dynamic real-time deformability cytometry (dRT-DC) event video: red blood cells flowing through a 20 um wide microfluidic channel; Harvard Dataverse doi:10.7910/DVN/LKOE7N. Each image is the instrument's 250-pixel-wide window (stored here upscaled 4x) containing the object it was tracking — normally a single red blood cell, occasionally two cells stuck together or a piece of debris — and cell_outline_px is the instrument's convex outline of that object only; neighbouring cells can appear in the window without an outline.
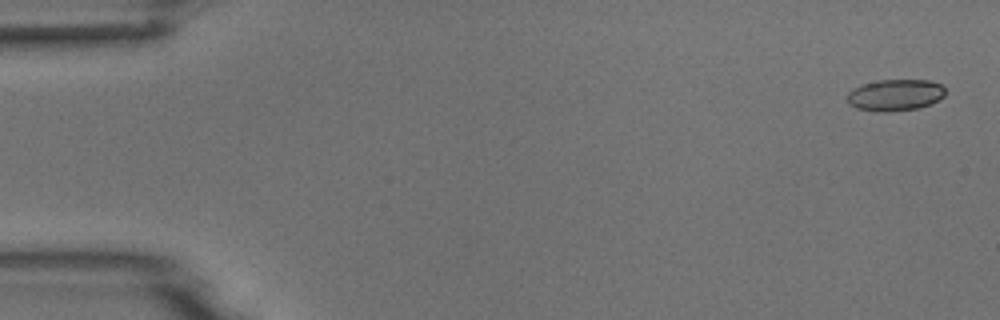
{"species": "common noctule bat (a hibernating species)", "species_latin": "Nyctalus noctula", "temperature_condition": "room temperature", "stored_images_in_passage": 4, "camera_frame_rate_fps": 3000, "um_per_image_px": 0.085, "animal": {"sex": "male", "body_mass_g": 18.8}, "frame": {"image": 1, "passage_image": 1, "time_ms": 0.0, "image_size_px": [1000, 320], "cell_outline_px": [[944, 96], [920, 108], [888, 112], [876, 112], [856, 108], [848, 104], [848, 92], [852, 88], [864, 84], [880, 80], [928, 80], [940, 84], [944, 88]], "centroid_in_image_um": [76.05, 8.09], "position_along_channel_um": 8.9, "area_um2": 17.98}}
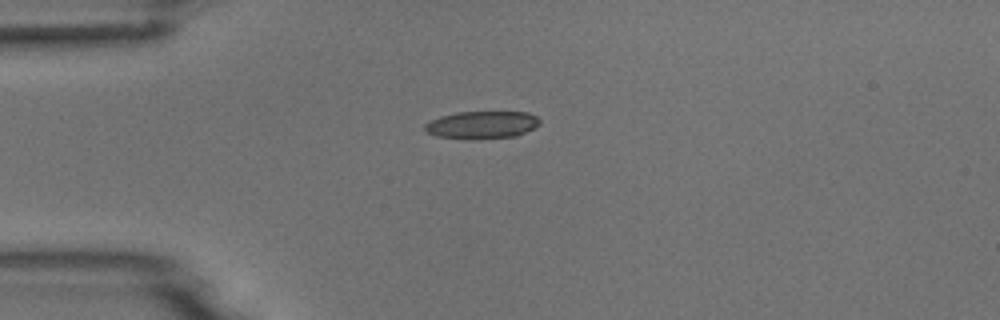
{"frame": {"image": 2, "passage_image": 4, "time_ms": 4.0, "image_size_px": [1000, 320], "cell_outline_px": [[540, 124], [536, 128], [516, 136], [436, 136], [428, 132], [424, 128], [424, 124], [440, 116], [456, 112], [528, 112], [536, 116], [540, 120]], "centroid_in_image_um": [41.03, 10.55], "position_along_channel_um": 44.0, "area_um2": 17.51}}